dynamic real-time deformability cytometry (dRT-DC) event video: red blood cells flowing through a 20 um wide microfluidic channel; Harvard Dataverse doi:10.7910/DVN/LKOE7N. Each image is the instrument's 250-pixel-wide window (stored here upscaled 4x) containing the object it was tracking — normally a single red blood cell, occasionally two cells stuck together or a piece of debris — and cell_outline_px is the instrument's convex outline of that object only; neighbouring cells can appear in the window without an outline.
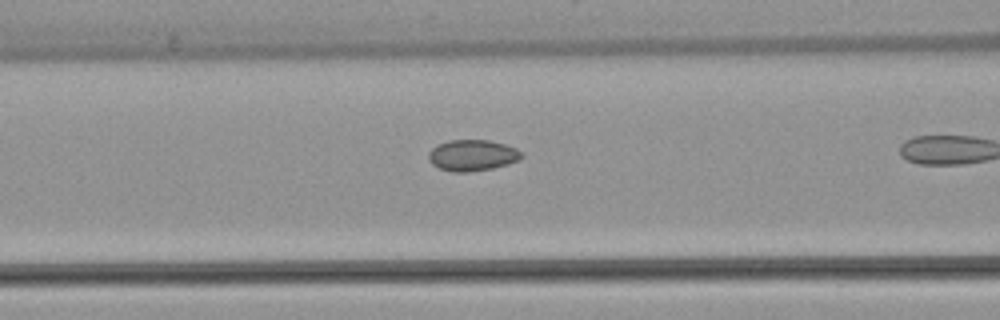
{"species": "common noctule bat (a hibernating species)", "species_latin": "Nyctalus noctula", "temperature_condition": "warm", "stored_images_in_passage": 23, "camera_frame_rate_fps": 3000, "um_per_image_px": 0.085, "animal": {"sex": "female", "body_mass_g": 22.7, "forearm_length_mm": 54.2}, "frame": {"image": 1, "passage_image": 19, "time_ms": 6.0, "image_size_px": [1000, 320], "cell_outline_px": [[524, 156], [520, 160], [508, 164], [492, 168], [468, 172], [452, 172], [440, 168], [432, 164], [428, 160], [428, 152], [436, 144], [448, 140], [488, 140], [504, 144], [516, 148]], "centroid_in_image_um": [40.13, 13.2], "position_along_channel_um": 126.5, "area_um2": 16.99}}
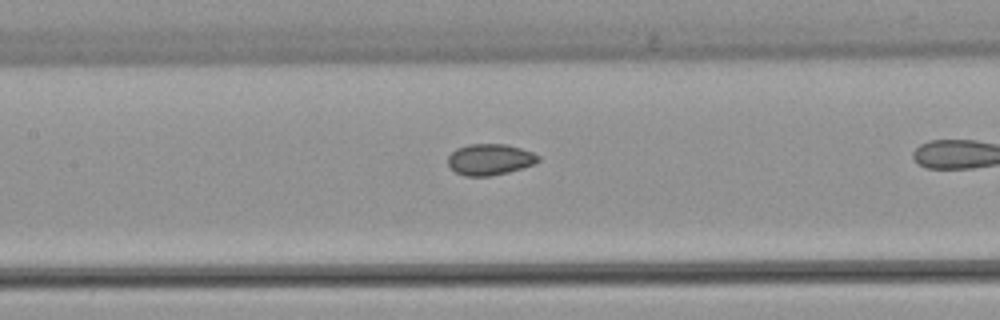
{"frame": {"image": 2, "passage_image": 22, "time_ms": 7.0, "image_size_px": [1000, 320], "cell_outline_px": [[540, 160], [536, 164], [508, 172], [488, 176], [464, 176], [456, 172], [448, 164], [448, 156], [456, 148], [468, 144], [504, 144], [520, 148], [532, 152], [540, 156]], "centroid_in_image_um": [41.65, 13.55], "position_along_channel_um": 165.8, "area_um2": 16.42}}